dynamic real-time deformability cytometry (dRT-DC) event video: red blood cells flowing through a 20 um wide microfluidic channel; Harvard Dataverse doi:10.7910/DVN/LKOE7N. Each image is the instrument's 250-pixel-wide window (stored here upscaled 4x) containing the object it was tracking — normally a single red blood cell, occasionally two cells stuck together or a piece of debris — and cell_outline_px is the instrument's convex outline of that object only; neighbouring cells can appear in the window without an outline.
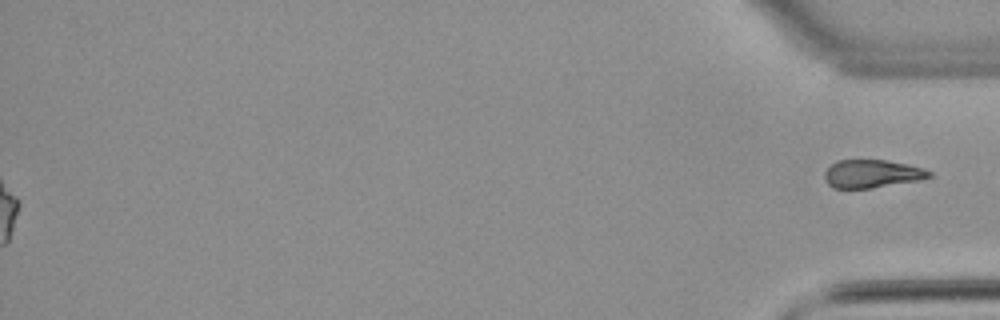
{"species": "common noctule bat (a hibernating species)", "species_latin": "Nyctalus noctula", "temperature_condition": "warm", "stored_images_in_passage": 54, "segment_of_instrument_passage": [2, 2], "camera_frame_rate_fps": 3000, "um_per_image_px": 0.085, "animal": {"sex": "male", "body_mass_g": 21.5, "forearm_length_mm": 52.0}, "frame": {"image": 1, "passage_image": 54, "time_ms": 17.667, "image_size_px": [1000, 320], "cell_outline_px": [[932, 176], [920, 180], [872, 188], [832, 188], [828, 184], [824, 176], [824, 172], [836, 160], [888, 160], [908, 164], [924, 168], [932, 172]], "centroid_in_image_um": [74.14, 14.77], "position_along_channel_um": 361.1, "area_um2": 17.22}}